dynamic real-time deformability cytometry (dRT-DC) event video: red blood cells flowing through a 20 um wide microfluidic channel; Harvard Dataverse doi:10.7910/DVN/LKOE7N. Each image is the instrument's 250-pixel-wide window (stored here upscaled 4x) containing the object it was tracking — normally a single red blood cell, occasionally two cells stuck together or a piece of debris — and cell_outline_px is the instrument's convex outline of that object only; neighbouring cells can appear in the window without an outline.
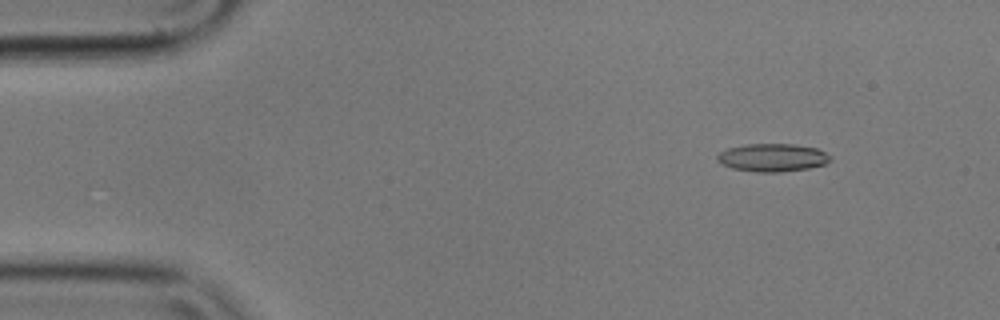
{"species": "common noctule bat (a hibernating species)", "species_latin": "Nyctalus noctula", "temperature_condition": "cold", "stored_images_in_passage": 57, "camera_frame_rate_fps": 3000, "um_per_image_px": 0.085, "animal": {"sex": "male", "body_mass_g": 17.9}, "frame": {"image": 1, "passage_image": 7, "time_ms": 2.0, "image_size_px": [1000, 320], "cell_outline_px": [[832, 160], [824, 164], [808, 168], [780, 172], [756, 172], [732, 168], [716, 160], [716, 156], [720, 152], [728, 148], [744, 144], [796, 144], [816, 148], [832, 156]], "centroid_in_image_um": [65.67, 13.39], "position_along_channel_um": 19.3, "area_um2": 18.44}}
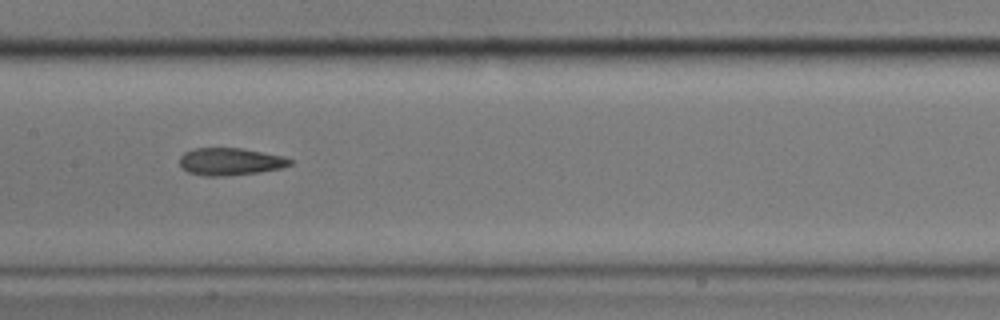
{"frame": {"image": 2, "passage_image": 28, "time_ms": 9.0, "image_size_px": [1000, 320], "cell_outline_px": [[292, 164], [280, 168], [260, 172], [224, 176], [208, 176], [188, 172], [180, 168], [180, 156], [184, 152], [192, 148], [244, 148], [284, 156], [292, 160]], "centroid_in_image_um": [19.55, 13.72], "position_along_channel_um": 187.8, "area_um2": 17.74}}
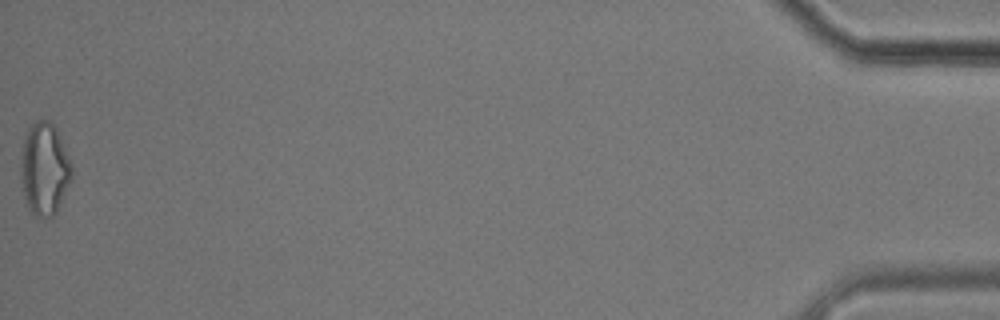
{"frame": {"image": 3, "passage_image": 57, "time_ms": 18.667, "image_size_px": [1000, 320], "cell_outline_px": [[72, 180], [56, 212], [52, 216], [36, 216], [28, 208], [24, 192], [20, 172], [20, 156], [24, 132], [36, 120], [48, 120], [56, 128], [72, 164]], "centroid_in_image_um": [3.77, 14.32], "position_along_channel_um": 431.4, "area_um2": 27.57}, "authors_computed_cell_mechanics": {"area_um2": 18.496, "velocity_mm_per_s": 3.5416, "shape_relaxation_time_tau1_ms": null, "shape_relaxation_time_tau2_ms": 1.8848, "deformation_change_tau1": null, "deformation_change_tau2": 0.1037}}